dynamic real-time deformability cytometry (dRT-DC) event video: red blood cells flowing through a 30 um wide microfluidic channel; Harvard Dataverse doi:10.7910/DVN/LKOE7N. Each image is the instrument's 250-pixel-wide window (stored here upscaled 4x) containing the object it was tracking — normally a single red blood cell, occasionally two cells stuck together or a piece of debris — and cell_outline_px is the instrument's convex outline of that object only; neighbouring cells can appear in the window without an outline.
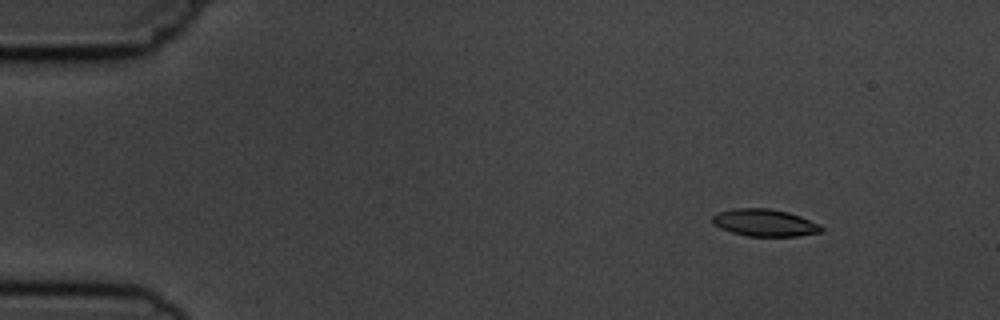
{"species": "common noctule bat (a hibernating species)", "species_latin": "Nyctalus noctula", "temperature_condition": "cold", "stored_images_in_passage": 6, "camera_frame_rate_fps": 3000, "um_per_image_px": 0.085, "animal": {"sex": "male", "body_mass_g": 19.5, "forearm_length_mm": 54.6}, "frame": {"image": 1, "passage_image": 1, "time_ms": 0.0, "image_size_px": [1000, 320], "cell_outline_px": [[824, 232], [796, 236], [748, 236], [732, 232], [720, 228], [712, 224], [712, 216], [716, 212], [732, 208], [768, 208], [788, 212], [800, 216], [820, 224], [824, 228]], "centroid_in_image_um": [64.99, 18.93], "position_along_channel_um": 20.0, "area_um2": 17.46}}
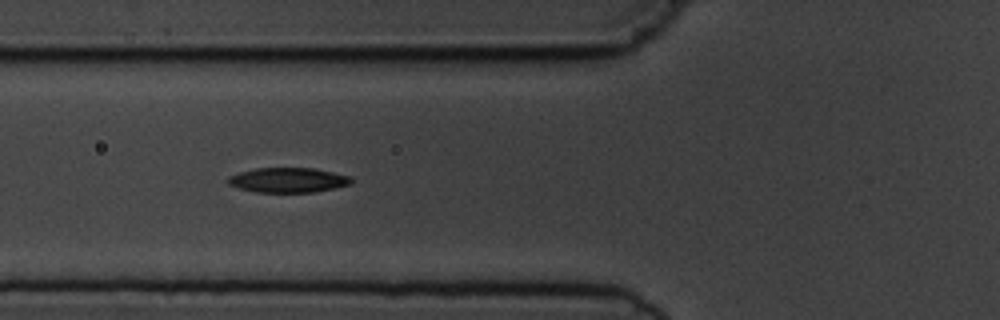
{"frame": {"image": 2, "passage_image": 5, "time_ms": 4.667, "image_size_px": [1000, 320], "cell_outline_px": [[352, 184], [336, 188], [316, 192], [256, 192], [240, 188], [228, 184], [228, 176], [240, 172], [256, 168], [316, 168], [352, 176]], "centroid_in_image_um": [24.55, 15.3], "position_along_channel_um": 101.3, "area_um2": 17.98}}
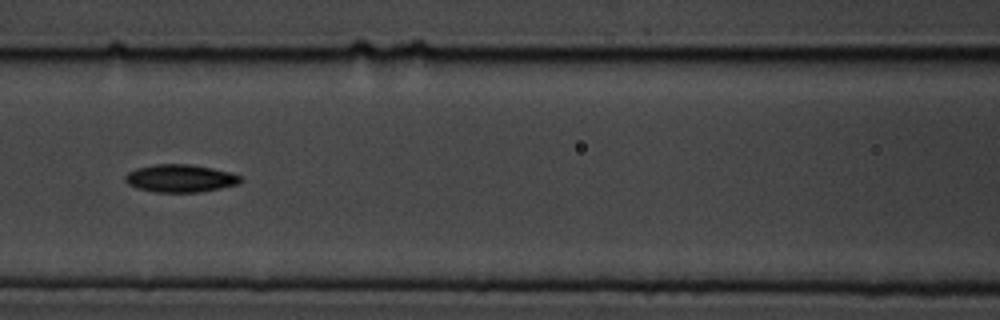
{"frame": {"image": 3, "passage_image": 6, "time_ms": 6.0, "image_size_px": [1000, 320], "cell_outline_px": [[244, 180], [240, 184], [200, 192], [152, 192], [136, 188], [128, 184], [124, 180], [124, 176], [128, 172], [136, 168], [156, 164], [188, 164], [212, 168], [228, 172], [240, 176]], "centroid_in_image_um": [15.3, 15.16], "position_along_channel_um": 151.3, "area_um2": 18.73}}